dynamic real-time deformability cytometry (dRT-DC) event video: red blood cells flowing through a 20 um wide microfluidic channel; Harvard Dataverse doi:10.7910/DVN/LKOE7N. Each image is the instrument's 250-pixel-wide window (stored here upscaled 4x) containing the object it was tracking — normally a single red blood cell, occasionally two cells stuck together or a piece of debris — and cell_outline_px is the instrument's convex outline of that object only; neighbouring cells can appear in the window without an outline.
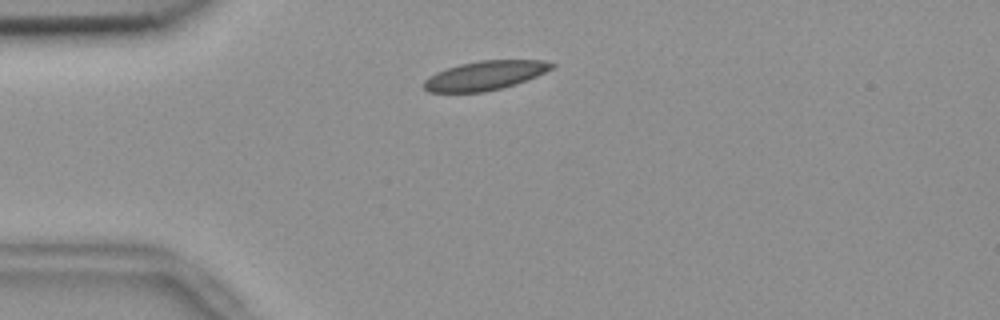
{"species": "common noctule bat (a hibernating species)", "species_latin": "Nyctalus noctula", "temperature_condition": "room temperature", "stored_images_in_passage": 49, "camera_frame_rate_fps": 3000, "um_per_image_px": 0.085, "animal": {"sex": "female", "body_mass_g": 18.4}, "frame": {"image": 1, "passage_image": 7, "time_ms": 2.0, "image_size_px": [1000, 320], "cell_outline_px": [[556, 64], [552, 68], [536, 76], [516, 84], [484, 92], [428, 92], [424, 88], [424, 80], [428, 76], [436, 72], [460, 64], [480, 60], [544, 60]], "centroid_in_image_um": [41.21, 6.41], "position_along_channel_um": 43.8, "area_um2": 21.56}}
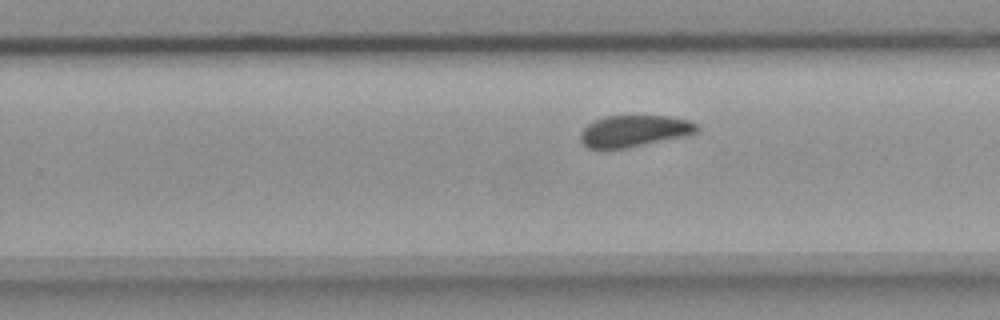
{"frame": {"image": 2, "passage_image": 28, "time_ms": 9.0, "image_size_px": [1000, 320], "cell_outline_px": [[700, 128], [696, 132], [688, 136], [624, 148], [588, 148], [580, 140], [580, 132], [588, 124], [604, 116], [668, 116], [688, 120], [696, 124]], "centroid_in_image_um": [53.92, 11.13], "position_along_channel_um": 275.9, "area_um2": 21.33}}
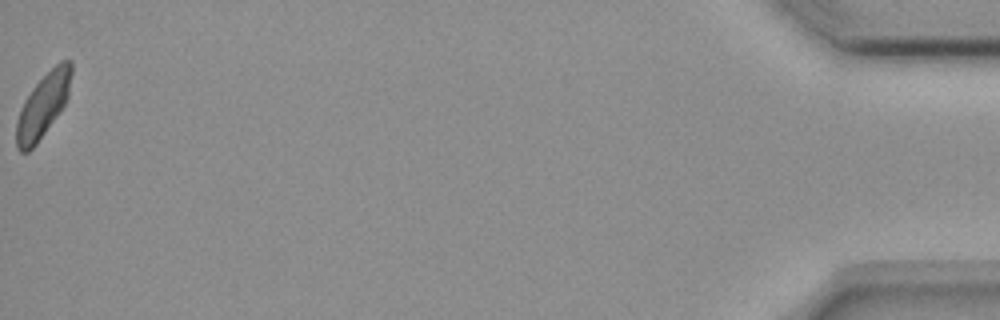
{"frame": {"image": 3, "passage_image": 49, "time_ms": 16.0, "image_size_px": [1000, 320], "cell_outline_px": [[72, 72], [68, 100], [60, 112], [36, 144], [28, 152], [20, 152], [16, 148], [16, 120], [20, 108], [24, 100], [32, 88], [60, 60], [72, 60]], "centroid_in_image_um": [3.66, 8.96], "position_along_channel_um": 431.5, "area_um2": 20.58}, "authors_computed_cell_mechanics": {"area_um2": 21.7328, "velocity_mm_per_s": 3.6219, "shape_relaxation_time_tau1_ms": 6.5065, "shape_relaxation_time_tau2_ms": 4.4256, "deformation_change_tau1": 0.1215, "deformation_change_tau2": 0.0758}}